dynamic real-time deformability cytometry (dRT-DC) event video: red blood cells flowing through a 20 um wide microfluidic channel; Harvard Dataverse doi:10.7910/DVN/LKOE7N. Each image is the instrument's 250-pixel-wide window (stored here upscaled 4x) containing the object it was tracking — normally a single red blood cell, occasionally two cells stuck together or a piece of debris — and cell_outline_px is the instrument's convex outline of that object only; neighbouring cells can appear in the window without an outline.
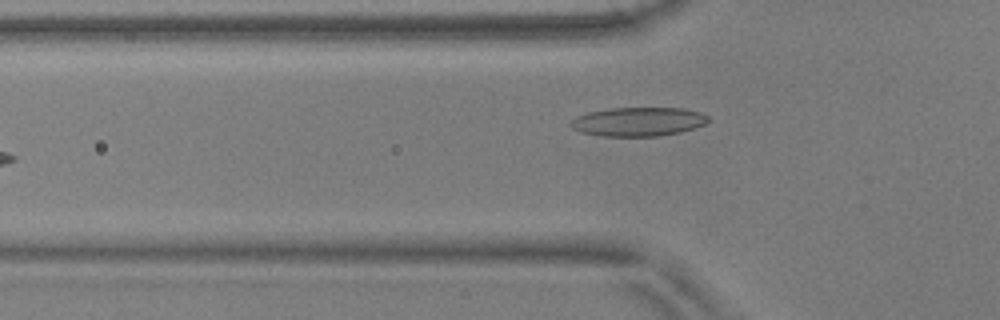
{"species": "common noctule bat (a hibernating species)", "species_latin": "Nyctalus noctula", "temperature_condition": "warm", "stored_images_in_passage": 38, "camera_frame_rate_fps": 3000, "um_per_image_px": 0.085, "animal": {"sex": "male", "body_mass_g": 17.9, "forearm_length_mm": 54.2}, "frame": {"image": 1, "passage_image": 5, "time_ms": 1.333, "image_size_px": [1000, 320], "cell_outline_px": [[708, 120], [704, 124], [680, 132], [656, 136], [604, 136], [580, 132], [572, 128], [568, 124], [576, 116], [588, 112], [608, 108], [684, 108], [700, 112], [708, 116]], "centroid_in_image_um": [54.21, 10.33], "position_along_channel_um": 71.6, "area_um2": 23.12}}
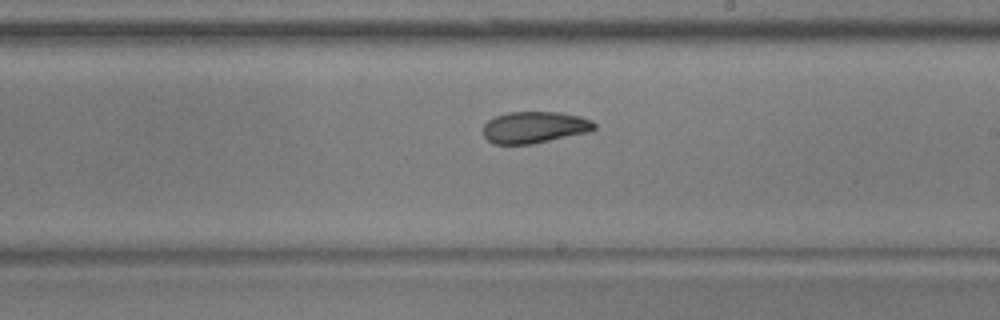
{"frame": {"image": 2, "passage_image": 19, "time_ms": 6.0, "image_size_px": [1000, 320], "cell_outline_px": [[596, 128], [588, 132], [532, 144], [496, 144], [488, 140], [484, 136], [484, 124], [488, 120], [496, 116], [508, 112], [560, 112], [580, 116], [592, 120], [596, 124]], "centroid_in_image_um": [45.45, 10.81], "position_along_channel_um": 243.6, "area_um2": 20.46}}
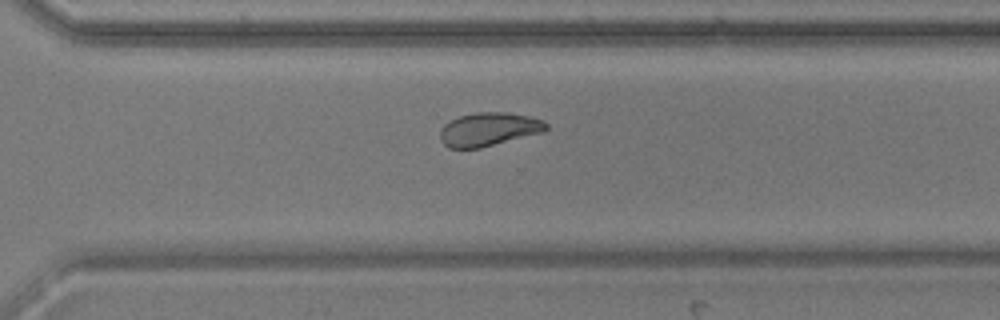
{"frame": {"image": 3, "passage_image": 26, "time_ms": 8.333, "image_size_px": [1000, 320], "cell_outline_px": [[548, 128], [544, 132], [480, 148], [448, 148], [440, 140], [440, 128], [444, 124], [460, 116], [476, 112], [508, 112], [532, 116], [544, 120], [548, 124]], "centroid_in_image_um": [41.57, 10.98], "position_along_channel_um": 329.0, "area_um2": 20.92}, "authors_computed_cell_mechanics": {"area_um2": 21.1837, "velocity_mm_per_s": 3.6687, "shape_relaxation_time_tau1_ms": 9.447, "shape_relaxation_time_tau2_ms": 2.6909, "deformation_change_tau1": 0.2253, "deformation_change_tau2": 0.0622}}